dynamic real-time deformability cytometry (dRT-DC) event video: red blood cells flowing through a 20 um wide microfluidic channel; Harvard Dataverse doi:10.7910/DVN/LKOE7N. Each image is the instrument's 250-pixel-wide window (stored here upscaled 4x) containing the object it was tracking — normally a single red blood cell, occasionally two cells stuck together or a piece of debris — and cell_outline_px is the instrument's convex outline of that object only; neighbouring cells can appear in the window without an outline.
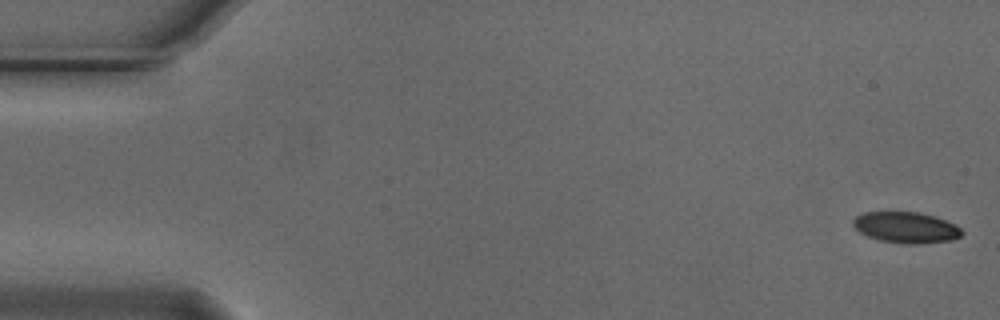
{"species": "Egyptian fruit bat (a non-hibernating species)", "species_latin": "Rousettus aegyptiacus", "temperature_condition": "cold", "stored_images_in_passage": 7, "camera_frame_rate_fps": 3000, "um_per_image_px": 0.085, "animal": {"sex": "male"}, "frame": {"image": 1, "passage_image": 1, "time_ms": 0.0, "image_size_px": [1000, 320], "cell_outline_px": [[964, 232], [960, 236], [952, 240], [916, 244], [908, 244], [880, 240], [868, 236], [860, 232], [852, 224], [852, 220], [856, 216], [864, 212], [916, 212], [936, 216], [956, 224]], "centroid_in_image_um": [77.03, 19.33], "position_along_channel_um": 8.0, "area_um2": 19.65}}
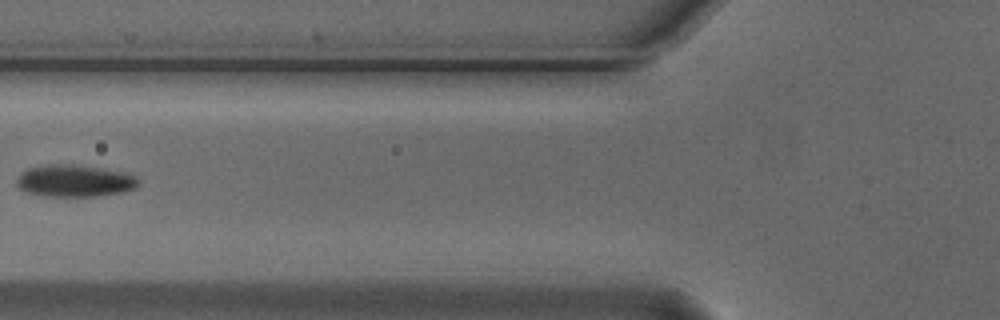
{"frame": {"image": 2, "passage_image": 6, "time_ms": 1.667, "image_size_px": [1000, 320], "cell_outline_px": [[140, 184], [136, 188], [124, 192], [96, 196], [44, 196], [24, 192], [16, 184], [16, 176], [20, 172], [28, 168], [48, 164], [76, 164], [124, 172], [136, 176], [140, 180]], "centroid_in_image_um": [6.33, 15.37], "position_along_channel_um": 119.5, "area_um2": 23.12}}
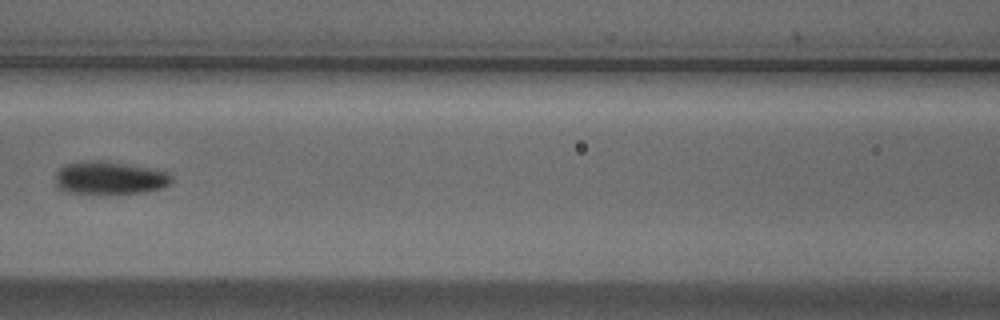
{"frame": {"image": 3, "passage_image": 7, "time_ms": 2.0, "image_size_px": [1000, 320], "cell_outline_px": [[172, 180], [164, 188], [144, 192], [68, 192], [60, 188], [56, 184], [56, 172], [64, 164], [84, 160], [100, 160], [148, 168], [168, 172], [172, 176]], "centroid_in_image_um": [9.31, 15.09], "position_along_channel_um": 157.3, "area_um2": 21.79}}